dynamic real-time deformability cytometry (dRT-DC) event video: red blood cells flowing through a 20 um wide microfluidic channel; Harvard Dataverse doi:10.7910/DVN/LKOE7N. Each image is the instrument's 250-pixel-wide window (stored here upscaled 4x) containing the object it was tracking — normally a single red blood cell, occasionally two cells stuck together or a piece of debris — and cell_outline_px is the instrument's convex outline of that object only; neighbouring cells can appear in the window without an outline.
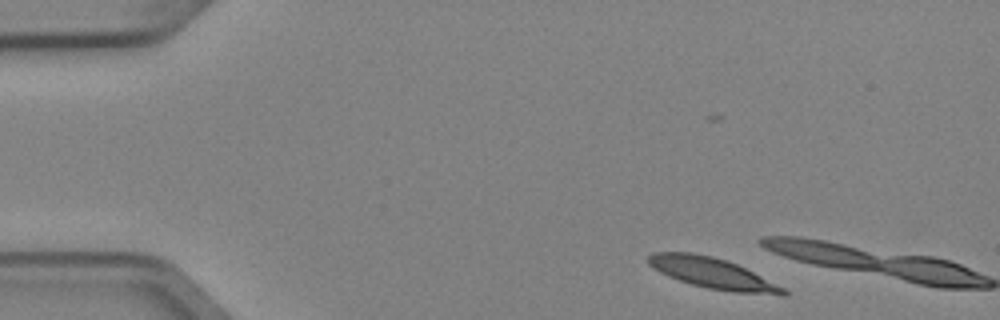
{"species": "Egyptian fruit bat (a non-hibernating species)", "species_latin": "Rousettus aegyptiacus", "temperature_condition": "cold", "stored_images_in_passage": 2, "camera_frame_rate_fps": 3000, "um_per_image_px": 0.085, "animal": {"sex": "female"}, "frame": {"image": 1, "passage_image": 1, "time_ms": 0.0, "image_size_px": [1000, 320], "cell_outline_px": [[788, 296], [780, 296], [732, 292], [708, 288], [692, 284], [668, 276], [652, 268], [648, 264], [648, 256], [652, 252], [692, 252], [712, 256], [736, 264], [784, 288], [788, 292]], "centroid_in_image_um": [60.56, 23.23], "position_along_channel_um": 24.4, "area_um2": 24.04}}